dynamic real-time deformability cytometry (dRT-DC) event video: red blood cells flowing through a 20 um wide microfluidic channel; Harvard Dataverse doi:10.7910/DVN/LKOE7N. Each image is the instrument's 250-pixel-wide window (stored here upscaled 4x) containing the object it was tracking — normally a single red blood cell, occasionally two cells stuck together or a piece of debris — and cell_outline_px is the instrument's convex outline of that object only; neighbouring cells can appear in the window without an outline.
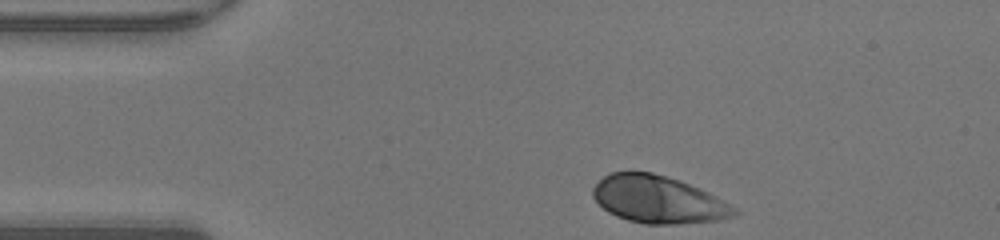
{"species": "human", "species_latin": "Homo sapiens", "temperature_condition": "warm", "stored_images_in_passage": 31, "camera_frame_rate_fps": 3000, "um_per_image_px": 0.085, "donor": {"sex": "male"}, "frame": {"image": 1, "passage_image": 1, "time_ms": 0.0, "image_size_px": [1000, 240], "cell_outline_px": [[740, 212], [736, 216], [720, 220], [676, 224], [644, 224], [628, 220], [616, 216], [608, 212], [592, 196], [592, 188], [604, 176], [612, 172], [652, 172], [668, 176], [680, 180], [700, 188], [724, 200], [736, 208]], "centroid_in_image_um": [55.98, 16.96], "position_along_channel_um": 29.0, "area_um2": 39.19}}
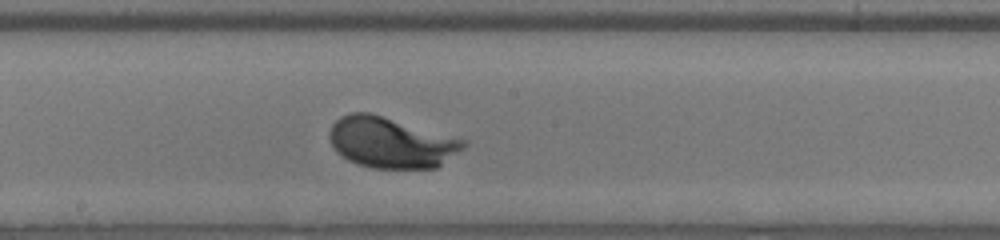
{"frame": {"image": 2, "passage_image": 18, "time_ms": 5.667, "image_size_px": [1000, 240], "cell_outline_px": [[468, 144], [464, 148], [436, 168], [372, 168], [356, 164], [348, 160], [336, 152], [328, 136], [328, 132], [332, 124], [340, 116], [348, 112], [368, 112], [468, 140]], "centroid_in_image_um": [33.22, 12.11], "position_along_channel_um": 215.0, "area_um2": 39.82}}
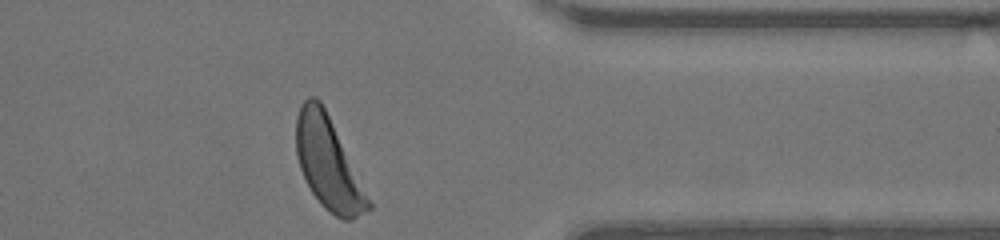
{"frame": {"image": 3, "passage_image": 31, "time_ms": 10.0, "image_size_px": [1000, 240], "cell_outline_px": [[372, 208], [352, 220], [344, 220], [336, 216], [324, 208], [320, 204], [312, 192], [300, 168], [296, 156], [296, 116], [300, 104], [308, 96], [316, 96], [320, 100], [372, 204]], "centroid_in_image_um": [27.86, 13.88], "position_along_channel_um": 383.5, "area_um2": 37.86}, "authors_computed_cell_mechanics": {"area_um2": 38.6104, "velocity_mm_per_s": 4.2377, "shape_relaxation_time_tau1_ms": 1.5322, "shape_relaxation_time_tau2_ms": null, "deformation_change_tau1": 0.1493, "deformation_change_tau2": null}}